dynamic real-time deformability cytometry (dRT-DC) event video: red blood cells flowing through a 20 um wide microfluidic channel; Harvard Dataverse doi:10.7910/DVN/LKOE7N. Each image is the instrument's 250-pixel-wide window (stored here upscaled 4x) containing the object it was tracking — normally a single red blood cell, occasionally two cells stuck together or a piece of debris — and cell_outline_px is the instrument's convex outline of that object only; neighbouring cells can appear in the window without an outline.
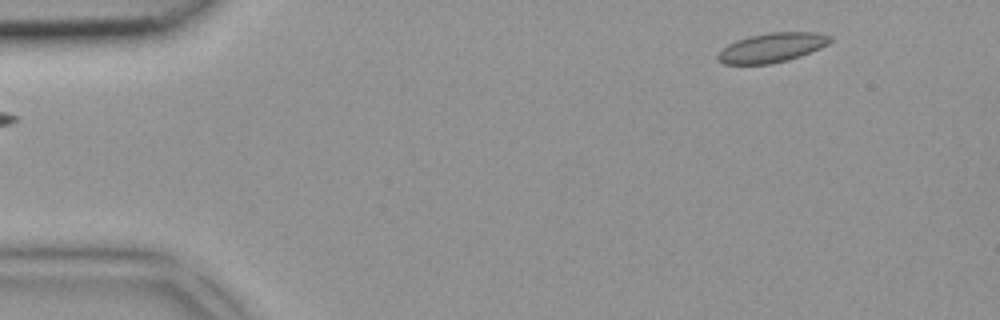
{"species": "common noctule bat (a hibernating species)", "species_latin": "Nyctalus noctula", "temperature_condition": "room temperature", "stored_images_in_passage": 2, "camera_frame_rate_fps": 3000, "um_per_image_px": 0.085, "animal": {"sex": "female", "body_mass_g": 18.4}, "frame": {"image": 1, "passage_image": 2, "time_ms": 0.333, "image_size_px": [1000, 320], "cell_outline_px": [[832, 40], [828, 44], [820, 48], [800, 56], [788, 60], [768, 64], [724, 64], [716, 56], [728, 44], [736, 40], [748, 36], [772, 32], [816, 32], [832, 36]], "centroid_in_image_um": [65.64, 4.04], "position_along_channel_um": 19.4, "area_um2": 19.13}}